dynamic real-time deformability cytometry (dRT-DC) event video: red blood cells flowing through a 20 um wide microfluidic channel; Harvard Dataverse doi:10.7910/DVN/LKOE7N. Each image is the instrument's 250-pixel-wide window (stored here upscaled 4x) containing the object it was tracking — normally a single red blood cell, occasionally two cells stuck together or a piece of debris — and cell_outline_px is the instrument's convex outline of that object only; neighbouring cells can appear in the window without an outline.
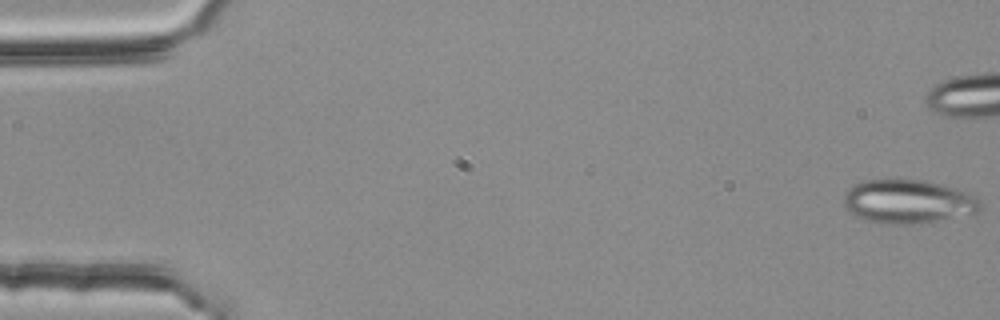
{"species": "common noctule bat (a hibernating species)", "species_latin": "Nyctalus noctula", "temperature_condition": "room temperature", "stored_images_in_passage": 9, "camera_frame_rate_fps": 3000, "um_per_image_px": 0.085, "animal": {"sex": "female", "body_mass_g": 25.1}, "frame": {"image": 1, "passage_image": 1, "time_ms": 0.0, "image_size_px": [1000, 320], "cell_outline_px": [[984, 208], [980, 212], [920, 224], [884, 224], [864, 220], [856, 216], [844, 208], [844, 192], [852, 184], [868, 180], [924, 180], [940, 184], [968, 192], [976, 196], [984, 204]], "centroid_in_image_um": [77.2, 17.15], "position_along_channel_um": 7.8, "area_um2": 35.32}}